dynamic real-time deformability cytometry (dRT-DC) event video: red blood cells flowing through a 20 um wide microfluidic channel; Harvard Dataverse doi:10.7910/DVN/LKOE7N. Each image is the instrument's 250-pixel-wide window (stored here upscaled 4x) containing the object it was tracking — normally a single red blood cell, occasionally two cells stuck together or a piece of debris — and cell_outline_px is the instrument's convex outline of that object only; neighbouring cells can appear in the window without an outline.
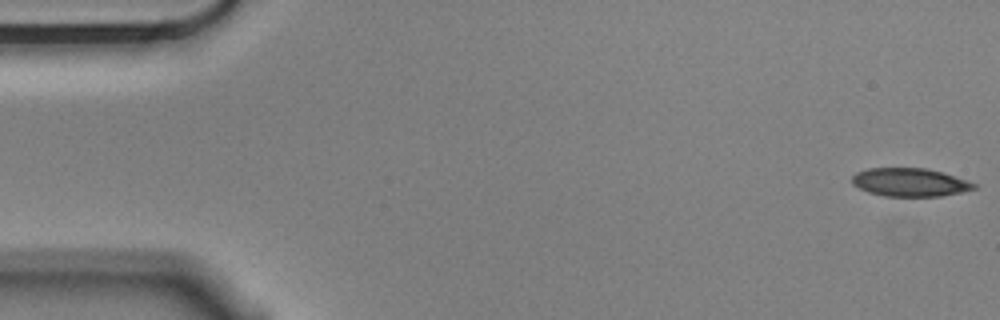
{"species": "Egyptian fruit bat (a non-hibernating species)", "species_latin": "Rousettus aegyptiacus", "temperature_condition": "cold", "stored_images_in_passage": 49, "camera_frame_rate_fps": 3000, "um_per_image_px": 0.085, "animal": {"sex": "male"}, "frame": {"image": 1, "passage_image": 1, "time_ms": 0.0, "image_size_px": [1000, 320], "cell_outline_px": [[976, 188], [960, 192], [940, 196], [884, 196], [868, 192], [852, 184], [852, 176], [856, 172], [868, 168], [928, 168], [944, 172], [976, 184]], "centroid_in_image_um": [77.31, 15.48], "position_along_channel_um": 7.7, "area_um2": 20.06}}
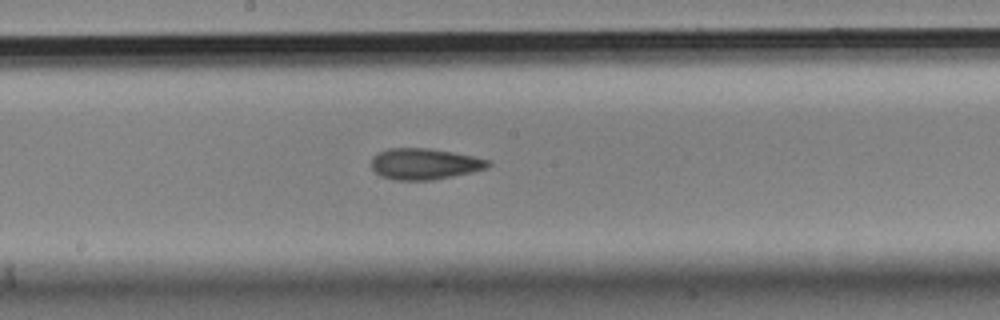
{"frame": {"image": 2, "passage_image": 29, "time_ms": 9.333, "image_size_px": [1000, 320], "cell_outline_px": [[492, 164], [488, 168], [472, 172], [432, 180], [396, 180], [380, 176], [372, 168], [372, 156], [388, 148], [428, 148], [452, 152], [472, 156], [488, 160]], "centroid_in_image_um": [36.08, 13.93], "position_along_channel_um": 212.1, "area_um2": 21.1}}
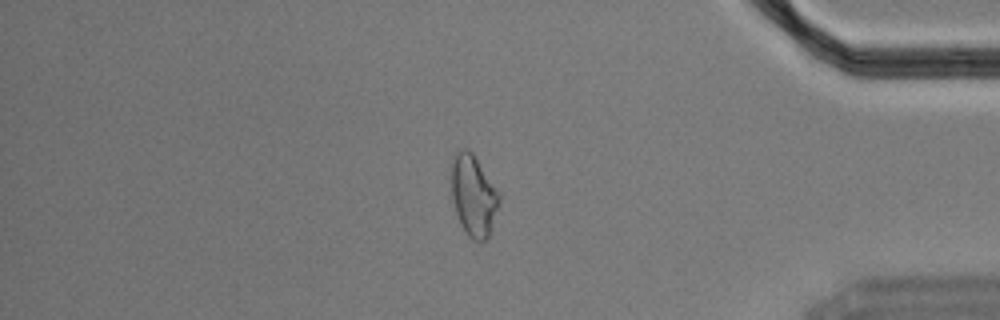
{"frame": {"image": 3, "passage_image": 47, "time_ms": 15.333, "image_size_px": [1000, 320], "cell_outline_px": [[500, 200], [488, 236], [480, 244], [472, 240], [468, 236], [456, 216], [452, 200], [452, 164], [456, 152], [460, 148], [468, 148], [472, 152], [500, 192]], "centroid_in_image_um": [40.24, 16.63], "position_along_channel_um": 395.0, "area_um2": 22.66}}